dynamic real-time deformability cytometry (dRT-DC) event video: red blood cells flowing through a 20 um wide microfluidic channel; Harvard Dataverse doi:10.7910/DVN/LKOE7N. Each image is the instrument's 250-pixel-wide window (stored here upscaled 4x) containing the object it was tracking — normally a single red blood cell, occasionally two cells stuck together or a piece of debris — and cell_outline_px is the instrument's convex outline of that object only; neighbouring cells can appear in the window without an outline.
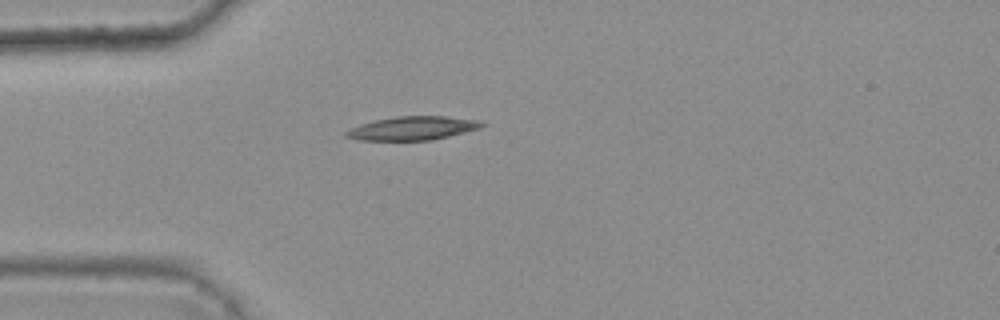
{"species": "common noctule bat (a hibernating species)", "species_latin": "Nyctalus noctula", "temperature_condition": "warm", "stored_images_in_passage": 4, "camera_frame_rate_fps": 3000, "um_per_image_px": 0.085, "animal": {"sex": "female", "body_mass_g": 25.1}, "frame": {"image": 1, "passage_image": 4, "time_ms": 1.0, "image_size_px": [1000, 320], "cell_outline_px": [[488, 124], [480, 128], [432, 140], [356, 140], [344, 136], [344, 132], [360, 124], [376, 120], [396, 116], [444, 116], [480, 120]], "centroid_in_image_um": [35.08, 10.9], "position_along_channel_um": 49.9, "area_um2": 18.67}}